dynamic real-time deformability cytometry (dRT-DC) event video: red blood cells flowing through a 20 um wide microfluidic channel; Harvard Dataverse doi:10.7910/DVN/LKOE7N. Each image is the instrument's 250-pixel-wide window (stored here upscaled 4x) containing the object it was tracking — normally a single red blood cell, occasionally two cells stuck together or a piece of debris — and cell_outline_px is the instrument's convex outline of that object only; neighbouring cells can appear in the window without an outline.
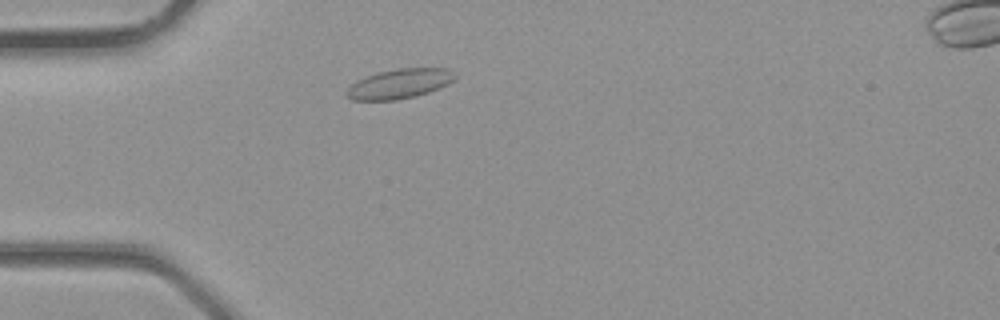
{"species": "common noctule bat (a hibernating species)", "species_latin": "Nyctalus noctula", "temperature_condition": "room temperature", "stored_images_in_passage": 3, "camera_frame_rate_fps": 3000, "um_per_image_px": 0.085, "animal": {"sex": "male", "body_mass_g": 23.1, "forearm_length_mm": 52.7}, "frame": {"image": 1, "passage_image": 2, "time_ms": 0.333, "image_size_px": [1000, 320], "cell_outline_px": [[456, 76], [452, 80], [428, 92], [416, 96], [396, 100], [352, 100], [344, 92], [356, 80], [380, 72], [396, 68], [448, 68]], "centroid_in_image_um": [33.91, 7.12], "position_along_channel_um": 51.1, "area_um2": 18.38}}